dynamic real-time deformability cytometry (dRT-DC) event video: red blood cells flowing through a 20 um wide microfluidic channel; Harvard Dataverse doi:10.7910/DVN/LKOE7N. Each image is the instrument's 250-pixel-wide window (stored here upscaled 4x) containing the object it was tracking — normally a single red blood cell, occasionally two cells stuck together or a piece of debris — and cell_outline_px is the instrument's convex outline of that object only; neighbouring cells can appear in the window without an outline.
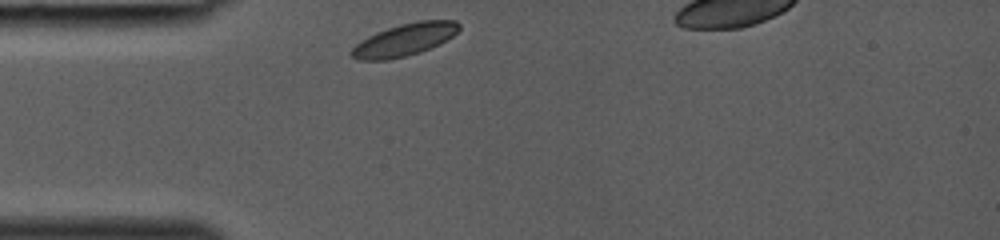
{"species": "common noctule bat (a hibernating species)", "species_latin": "Nyctalus noctula", "temperature_condition": "room temperature", "stored_images_in_passage": 24, "camera_frame_rate_fps": 3000, "um_per_image_px": 0.085, "animal": {"sex": "female", "body_mass_g": 19.0, "forearm_length_mm": 53.3}, "frame": {"image": 1, "passage_image": 1, "time_ms": 0.0, "image_size_px": [1000, 240], "cell_outline_px": [[460, 28], [452, 36], [440, 44], [432, 48], [420, 52], [388, 60], [360, 60], [352, 56], [348, 52], [360, 40], [376, 32], [400, 24], [420, 20], [456, 20], [460, 24]], "centroid_in_image_um": [34.38, 3.38], "position_along_channel_um": 50.6, "area_um2": 20.29}}
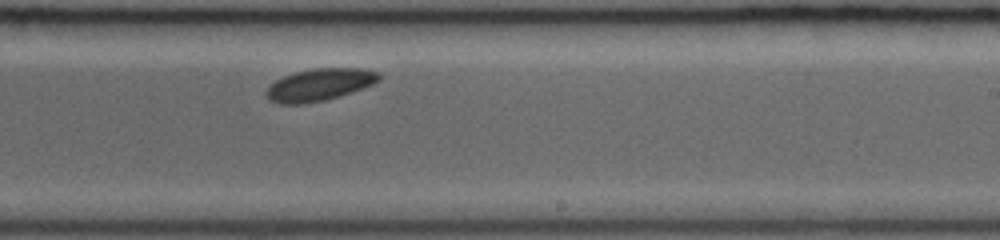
{"frame": {"image": 2, "passage_image": 15, "time_ms": 4.667, "image_size_px": [1000, 240], "cell_outline_px": [[380, 80], [372, 84], [324, 100], [304, 104], [280, 104], [268, 100], [268, 88], [276, 80], [284, 76], [296, 72], [312, 68], [360, 68], [380, 72]], "centroid_in_image_um": [27.15, 7.19], "position_along_channel_um": 261.8, "area_um2": 20.69}}
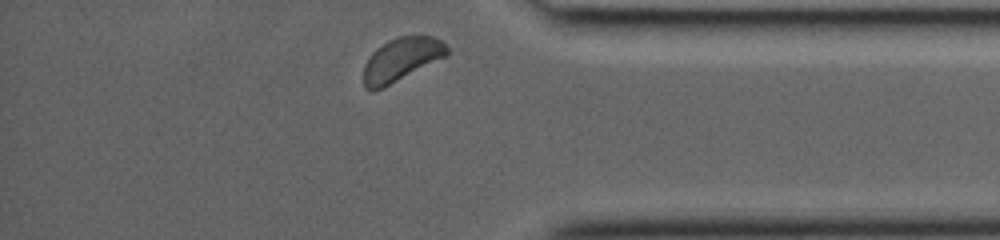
{"frame": {"image": 3, "passage_image": 24, "time_ms": 7.667, "image_size_px": [1000, 240], "cell_outline_px": [[448, 56], [384, 88], [372, 92], [364, 88], [364, 64], [372, 52], [376, 48], [388, 40], [396, 36], [432, 36], [440, 40], [448, 48]], "centroid_in_image_um": [34.1, 5.08], "position_along_channel_um": 401.1, "area_um2": 21.39}}